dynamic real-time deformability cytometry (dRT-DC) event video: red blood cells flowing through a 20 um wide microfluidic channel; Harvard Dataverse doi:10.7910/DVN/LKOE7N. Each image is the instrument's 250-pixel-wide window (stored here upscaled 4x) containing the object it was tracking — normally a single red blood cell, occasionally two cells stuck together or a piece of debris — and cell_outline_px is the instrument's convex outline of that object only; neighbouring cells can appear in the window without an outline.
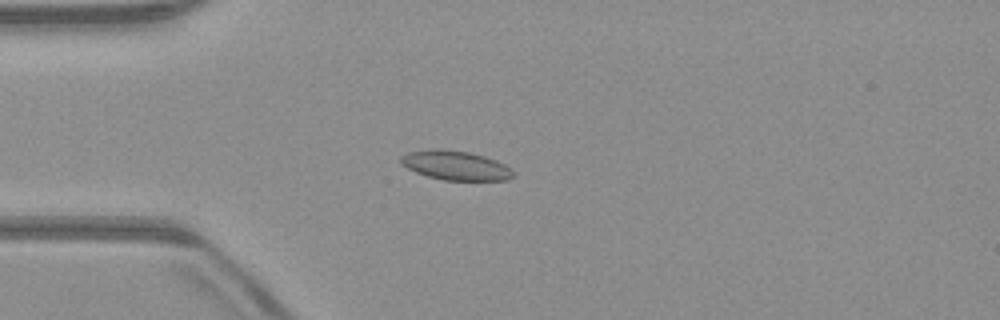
{"species": "common noctule bat (a hibernating species)", "species_latin": "Nyctalus noctula", "temperature_condition": "warm", "stored_images_in_passage": 30, "camera_frame_rate_fps": 3000, "um_per_image_px": 0.085, "animal": {"sex": "male", "body_mass_g": 23.1, "forearm_length_mm": 52.7}, "frame": {"image": 1, "passage_image": 15, "time_ms": 4.667, "image_size_px": [1000, 320], "cell_outline_px": [[512, 176], [508, 180], [444, 180], [428, 176], [416, 172], [400, 164], [400, 156], [408, 152], [432, 148], [440, 148], [468, 152], [484, 156], [496, 160], [512, 168]], "centroid_in_image_um": [38.69, 14.05], "position_along_channel_um": 46.3, "area_um2": 19.19}}
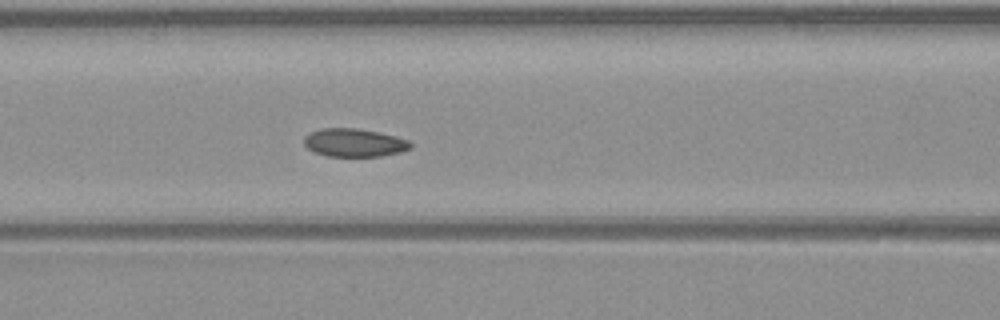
{"frame": {"image": 2, "passage_image": 23, "time_ms": 7.333, "image_size_px": [1000, 320], "cell_outline_px": [[412, 148], [400, 152], [380, 156], [328, 156], [316, 152], [308, 148], [304, 144], [304, 136], [308, 132], [320, 128], [356, 128], [380, 132], [396, 136], [408, 140], [412, 144]], "centroid_in_image_um": [30.11, 12.11], "position_along_channel_um": 136.5, "area_um2": 17.57}}
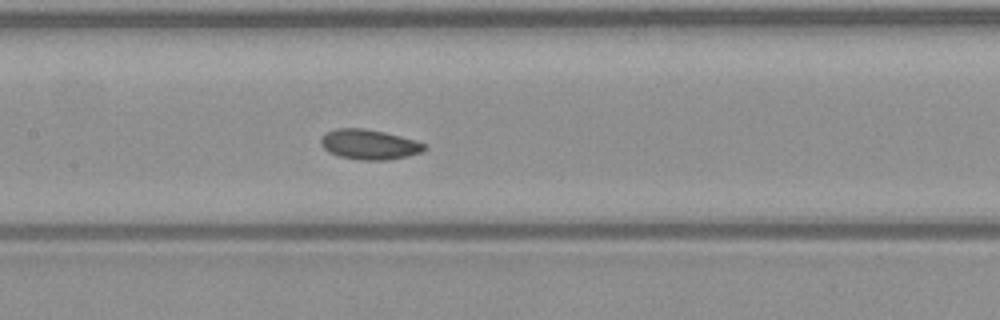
{"frame": {"image": 3, "passage_image": 26, "time_ms": 8.333, "image_size_px": [1000, 320], "cell_outline_px": [[428, 148], [420, 152], [408, 156], [388, 160], [360, 160], [340, 156], [328, 152], [320, 144], [320, 140], [324, 132], [336, 128], [364, 128], [384, 132], [416, 140], [428, 144]], "centroid_in_image_um": [31.39, 12.27], "position_along_channel_um": 176.0, "area_um2": 18.32}}